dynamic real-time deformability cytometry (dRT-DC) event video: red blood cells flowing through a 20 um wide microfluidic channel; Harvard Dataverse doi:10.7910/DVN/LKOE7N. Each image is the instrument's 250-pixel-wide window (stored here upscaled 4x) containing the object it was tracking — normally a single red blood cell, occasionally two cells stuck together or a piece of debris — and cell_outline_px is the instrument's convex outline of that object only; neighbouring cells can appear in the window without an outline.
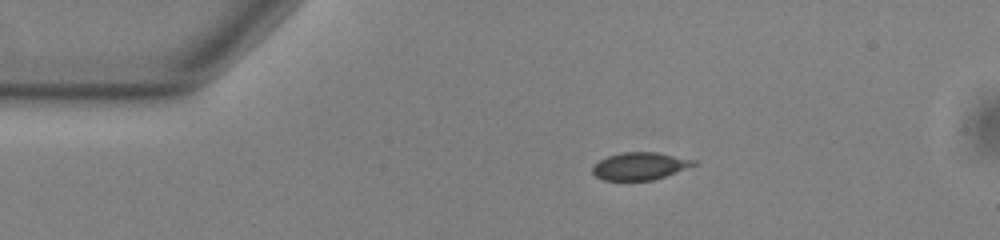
{"species": "common noctule bat (a hibernating species)", "species_latin": "Nyctalus noctula", "temperature_condition": "warm", "stored_images_in_passage": 45, "camera_frame_rate_fps": 3000, "um_per_image_px": 0.085, "animal": {"sex": "male", "body_mass_g": 13.0, "forearm_length_mm": 53.1}, "frame": {"image": 1, "passage_image": 1, "time_ms": 0.0, "image_size_px": [1000, 240], "cell_outline_px": [[700, 164], [652, 180], [604, 180], [596, 176], [592, 172], [592, 168], [600, 160], [608, 156], [620, 152], [656, 152], [696, 160]], "centroid_in_image_um": [54.42, 14.11], "position_along_channel_um": 30.6, "area_um2": 16.13}}
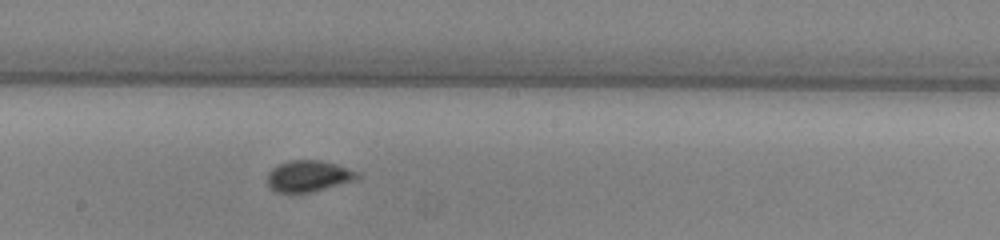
{"frame": {"image": 2, "passage_image": 20, "time_ms": 6.333, "image_size_px": [1000, 240], "cell_outline_px": [[360, 176], [356, 180], [312, 192], [276, 192], [268, 184], [268, 172], [276, 164], [288, 160], [320, 160], [348, 168], [356, 172]], "centroid_in_image_um": [26.2, 14.96], "position_along_channel_um": 222.0, "area_um2": 16.3}}
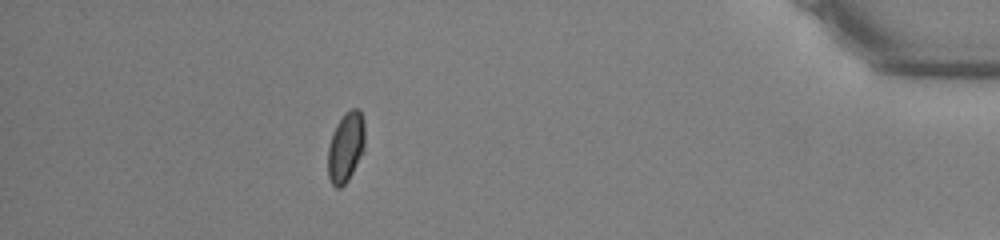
{"frame": {"image": 3, "passage_image": 39, "time_ms": 12.667, "image_size_px": [1000, 240], "cell_outline_px": [[364, 152], [348, 180], [340, 188], [336, 188], [332, 184], [328, 176], [328, 148], [332, 132], [336, 124], [344, 112], [352, 108], [360, 108], [364, 120]], "centroid_in_image_um": [29.4, 12.47], "position_along_channel_um": 405.8, "area_um2": 15.37}, "authors_computed_cell_mechanics": {"area_um2": 16.0684, "velocity_mm_per_s": 3.7635, "shape_relaxation_time_tau1_ms": 3.8461, "shape_relaxation_time_tau2_ms": null, "deformation_change_tau1": 0.0934, "deformation_change_tau2": null}}